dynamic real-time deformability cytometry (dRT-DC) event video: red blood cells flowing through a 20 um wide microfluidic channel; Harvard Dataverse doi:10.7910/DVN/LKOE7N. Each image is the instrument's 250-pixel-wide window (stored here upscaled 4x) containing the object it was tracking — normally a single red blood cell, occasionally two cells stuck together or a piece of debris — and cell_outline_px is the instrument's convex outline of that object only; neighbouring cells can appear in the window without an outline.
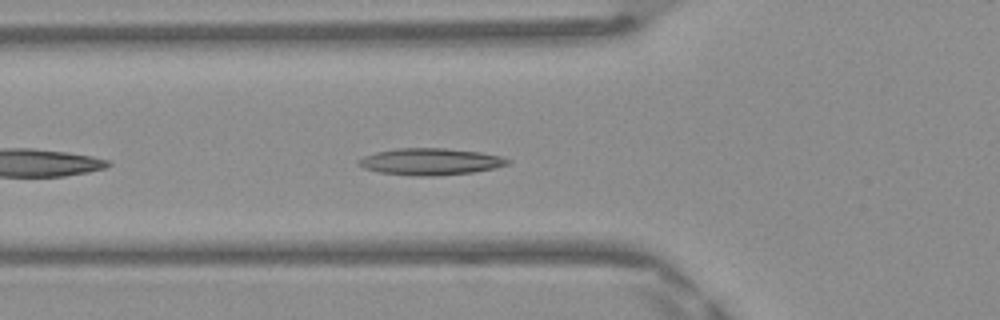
{"species": "Egyptian fruit bat (a non-hibernating species)", "species_latin": "Rousettus aegyptiacus", "temperature_condition": "warm", "stored_images_in_passage": 37, "camera_frame_rate_fps": 3000, "um_per_image_px": 0.085, "frame": {"image": 1, "passage_image": 5, "time_ms": 1.333, "image_size_px": [1000, 320], "cell_outline_px": [[512, 160], [508, 164], [496, 168], [472, 172], [432, 176], [412, 176], [380, 172], [364, 168], [356, 160], [364, 156], [376, 152], [396, 148], [444, 148], [480, 152], [500, 156]], "centroid_in_image_um": [36.59, 13.73], "position_along_channel_um": 89.2, "area_um2": 23.18}}
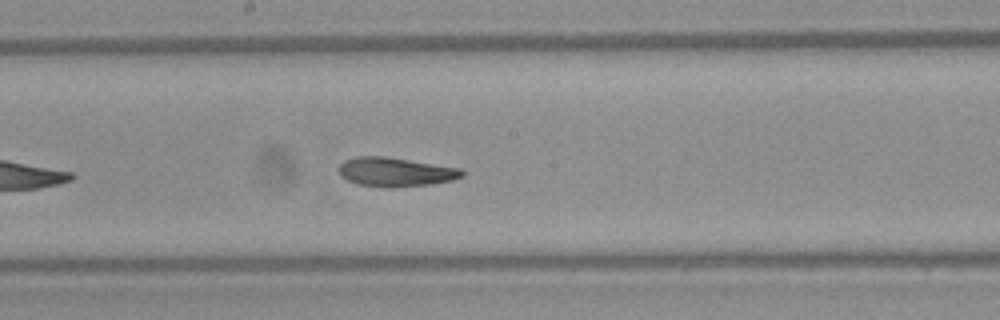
{"frame": {"image": 2, "passage_image": 14, "time_ms": 4.333, "image_size_px": [1000, 320], "cell_outline_px": [[464, 176], [452, 180], [432, 184], [392, 188], [356, 184], [340, 176], [340, 164], [344, 160], [356, 156], [384, 156], [464, 168]], "centroid_in_image_um": [33.65, 14.62], "position_along_channel_um": 214.5, "area_um2": 21.1}}
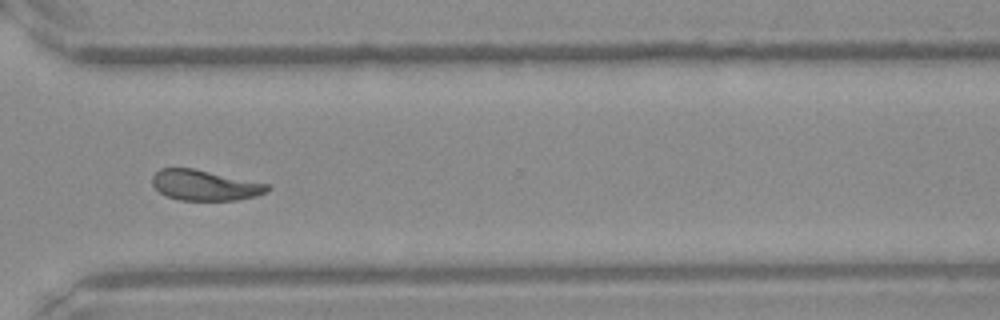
{"frame": {"image": 3, "passage_image": 24, "time_ms": 7.667, "image_size_px": [1000, 320], "cell_outline_px": [[272, 188], [268, 192], [256, 196], [236, 200], [180, 200], [168, 196], [160, 192], [152, 184], [152, 176], [160, 168], [192, 168], [268, 184]], "centroid_in_image_um": [17.42, 15.75], "position_along_channel_um": 353.2, "area_um2": 20.29}, "authors_computed_cell_mechanics": {"area_um2": 20.9236, "velocity_mm_per_s": 4.1554, "shape_relaxation_time_tau1_ms": null, "shape_relaxation_time_tau2_ms": 1.4739, "deformation_change_tau1": null, "deformation_change_tau2": 0.0796}}